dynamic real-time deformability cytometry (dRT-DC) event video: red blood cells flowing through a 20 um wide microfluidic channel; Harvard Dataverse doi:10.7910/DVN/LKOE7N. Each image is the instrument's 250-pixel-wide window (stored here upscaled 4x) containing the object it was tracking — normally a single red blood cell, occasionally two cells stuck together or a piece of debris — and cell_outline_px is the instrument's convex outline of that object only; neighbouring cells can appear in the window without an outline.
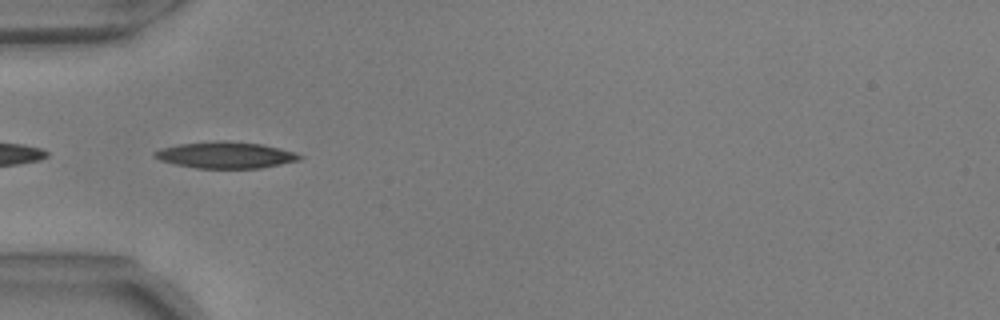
{"species": "common noctule bat (a hibernating species)", "species_latin": "Nyctalus noctula", "temperature_condition": "warm", "stored_images_in_passage": 38, "camera_frame_rate_fps": 3000, "um_per_image_px": 0.085, "animal": {"sex": "male", "body_mass_g": 17.9, "forearm_length_mm": 54.2}, "frame": {"image": 1, "passage_image": 1, "time_ms": 0.0, "image_size_px": [1000, 320], "cell_outline_px": [[304, 156], [300, 160], [260, 168], [196, 168], [176, 164], [160, 160], [152, 156], [152, 152], [160, 148], [180, 144], [216, 140], [228, 140], [260, 144], [280, 148], [296, 152]], "centroid_in_image_um": [19.17, 13.17], "position_along_channel_um": 65.8, "area_um2": 22.48}}
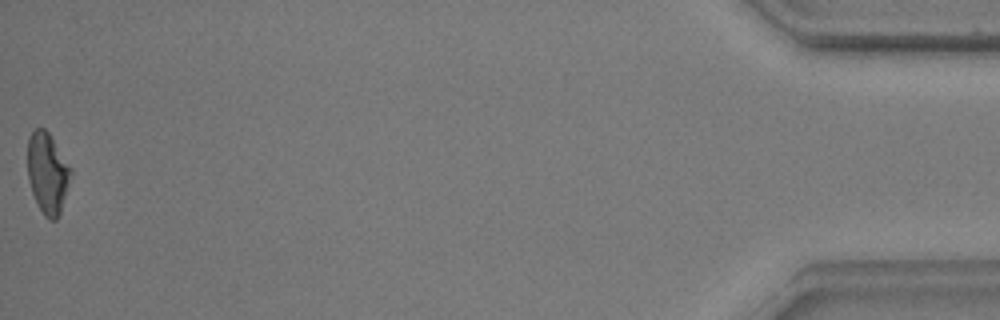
{"frame": {"image": 2, "passage_image": 38, "time_ms": 12.333, "image_size_px": [1000, 320], "cell_outline_px": [[72, 172], [60, 212], [56, 220], [48, 220], [44, 216], [32, 192], [28, 180], [28, 140], [32, 132], [36, 128], [44, 128], [48, 132], [72, 168]], "centroid_in_image_um": [4.04, 14.71], "position_along_channel_um": 431.2, "area_um2": 20.11}, "authors_computed_cell_mechanics": {"area_um2": 20.8947, "velocity_mm_per_s": 3.7045, "shape_relaxation_time_tau1_ms": 6.422, "shape_relaxation_time_tau2_ms": 3.3452, "deformation_change_tau1": 0.1989, "deformation_change_tau2": 0.1108}}